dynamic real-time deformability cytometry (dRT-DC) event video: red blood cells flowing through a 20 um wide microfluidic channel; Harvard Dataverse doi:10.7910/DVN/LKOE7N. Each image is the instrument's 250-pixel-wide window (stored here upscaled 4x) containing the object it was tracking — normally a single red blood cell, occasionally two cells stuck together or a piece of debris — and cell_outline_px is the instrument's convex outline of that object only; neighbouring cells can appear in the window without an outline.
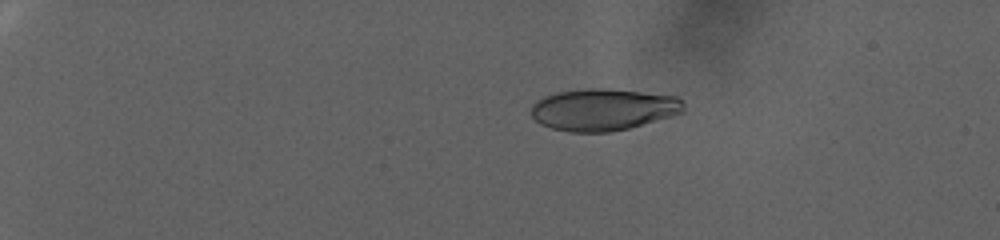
{"species": "human", "species_latin": "Homo sapiens", "temperature_condition": "warm", "stored_images_in_passage": 71, "camera_frame_rate_fps": 3000, "um_per_image_px": 0.085, "donor": {"sex": "female"}, "frame": {"image": 1, "passage_image": 1, "time_ms": 0.0, "image_size_px": [1000, 240], "cell_outline_px": [[684, 112], [628, 128], [608, 132], [568, 132], [552, 128], [540, 124], [532, 116], [532, 104], [536, 100], [544, 96], [556, 92], [588, 88], [608, 88], [676, 96], [684, 104]], "centroid_in_image_um": [51.24, 9.3], "position_along_channel_um": 33.8, "area_um2": 37.11}}
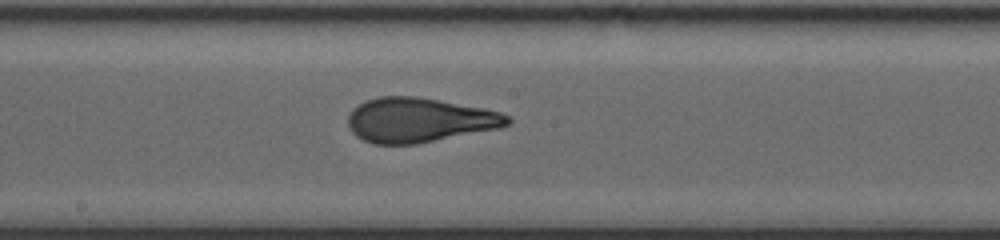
{"frame": {"image": 2, "passage_image": 37, "time_ms": 12.0, "image_size_px": [1000, 240], "cell_outline_px": [[512, 120], [508, 124], [500, 128], [416, 144], [376, 144], [364, 140], [356, 136], [352, 132], [348, 124], [348, 116], [352, 108], [364, 100], [380, 96], [416, 96], [484, 108], [500, 112], [508, 116]], "centroid_in_image_um": [35.61, 10.2], "position_along_channel_um": 212.6, "area_um2": 41.44}}
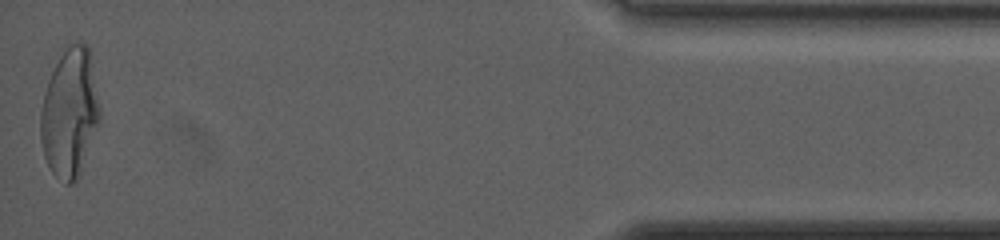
{"frame": {"image": 3, "passage_image": 71, "time_ms": 23.333, "image_size_px": [1000, 240], "cell_outline_px": [[100, 120], [80, 176], [76, 184], [64, 184], [52, 172], [44, 156], [40, 140], [40, 112], [44, 92], [48, 80], [60, 48], [68, 44], [88, 44], [100, 108]], "centroid_in_image_um": [5.91, 9.6], "position_along_channel_um": 429.3, "area_um2": 45.14}, "authors_computed_cell_mechanics": {"area_um2": 40.46, "velocity_mm_per_s": 2.4491, "shape_relaxation_time_tau1_ms": 10.0037, "shape_relaxation_time_tau2_ms": 1.2241, "deformation_change_tau1": 0.2812, "deformation_change_tau2": 0.0851}}